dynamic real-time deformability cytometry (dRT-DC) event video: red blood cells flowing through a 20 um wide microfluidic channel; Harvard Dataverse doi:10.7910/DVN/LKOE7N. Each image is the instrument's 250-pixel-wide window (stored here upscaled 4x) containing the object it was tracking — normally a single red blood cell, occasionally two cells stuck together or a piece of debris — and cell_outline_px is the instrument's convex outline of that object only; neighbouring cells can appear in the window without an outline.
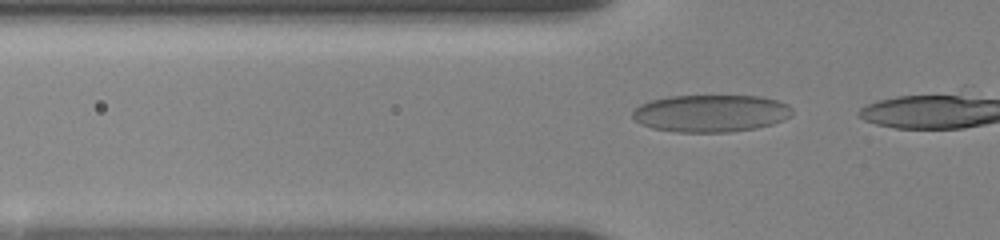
{"species": "human", "species_latin": "Homo sapiens", "temperature_condition": "room temperature", "stored_images_in_passage": 8, "camera_frame_rate_fps": 3000, "um_per_image_px": 0.085, "donor": {"sex": "female"}, "frame": {"image": 1, "passage_image": 2, "time_ms": 0.333, "image_size_px": [1000, 240], "cell_outline_px": [[792, 116], [784, 120], [772, 124], [756, 128], [728, 132], [676, 132], [652, 128], [640, 124], [632, 116], [632, 112], [640, 104], [652, 100], [668, 96], [760, 96], [776, 100], [788, 104], [792, 108]], "centroid_in_image_um": [60.43, 9.63], "position_along_channel_um": 65.4, "area_um2": 34.8}}
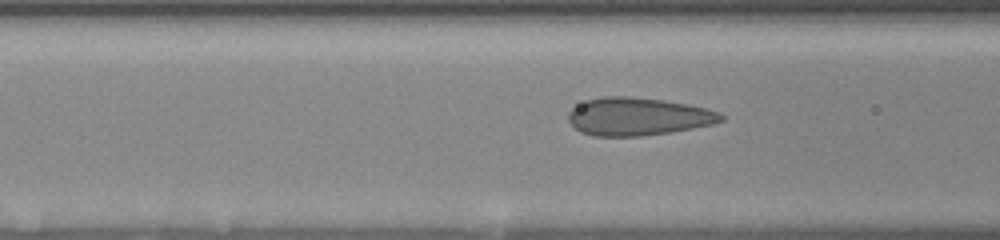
{"frame": {"image": 2, "passage_image": 6, "time_ms": 1.667, "image_size_px": [1000, 240], "cell_outline_px": [[724, 120], [712, 124], [672, 132], [640, 136], [592, 136], [580, 132], [568, 120], [568, 112], [572, 108], [588, 100], [604, 96], [632, 96], [688, 104], [720, 112], [724, 116]], "centroid_in_image_um": [54.22, 9.91], "position_along_channel_um": 112.4, "area_um2": 33.58}}